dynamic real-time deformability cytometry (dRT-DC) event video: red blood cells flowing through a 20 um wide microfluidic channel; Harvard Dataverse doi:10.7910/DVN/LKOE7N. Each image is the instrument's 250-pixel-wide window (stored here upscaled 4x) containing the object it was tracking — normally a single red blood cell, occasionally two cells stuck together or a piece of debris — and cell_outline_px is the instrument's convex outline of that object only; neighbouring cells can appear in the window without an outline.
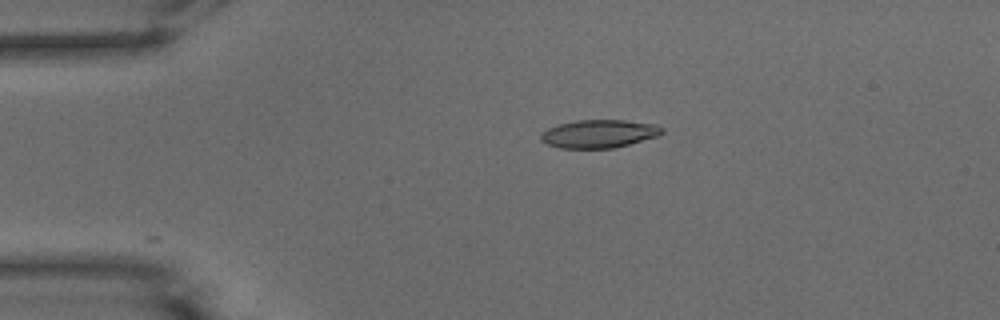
{"species": "common noctule bat (a hibernating species)", "species_latin": "Nyctalus noctula", "temperature_condition": "warm", "stored_images_in_passage": 12, "camera_frame_rate_fps": 3000, "um_per_image_px": 0.085, "animal": {"sex": "male", "body_mass_g": 15.6}, "frame": {"image": 1, "passage_image": 1, "time_ms": 0.0, "image_size_px": [1000, 320], "cell_outline_px": [[664, 132], [656, 136], [628, 144], [612, 148], [560, 148], [548, 144], [540, 140], [540, 132], [548, 128], [560, 124], [576, 120], [624, 120], [656, 124], [664, 128]], "centroid_in_image_um": [50.89, 11.36], "position_along_channel_um": 34.1, "area_um2": 19.77}}